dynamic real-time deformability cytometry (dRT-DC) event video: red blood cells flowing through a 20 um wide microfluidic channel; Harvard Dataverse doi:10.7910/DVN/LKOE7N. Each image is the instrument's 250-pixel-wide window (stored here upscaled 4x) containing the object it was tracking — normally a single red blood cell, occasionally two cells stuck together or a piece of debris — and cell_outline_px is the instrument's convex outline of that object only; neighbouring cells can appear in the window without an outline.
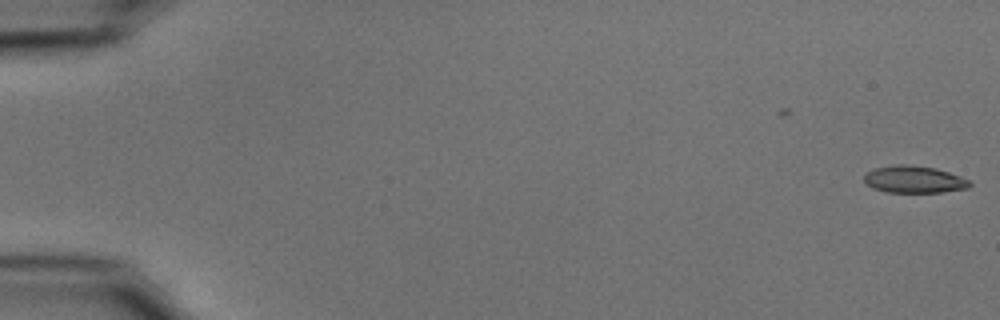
{"species": "common noctule bat (a hibernating species)", "species_latin": "Nyctalus noctula", "temperature_condition": "cold", "stored_images_in_passage": 45, "camera_frame_rate_fps": 3000, "um_per_image_px": 0.085, "animal": {"sex": "male", "body_mass_g": 15.6}, "frame": {"image": 1, "passage_image": 1, "time_ms": 0.0, "image_size_px": [1000, 320], "cell_outline_px": [[972, 184], [968, 188], [940, 192], [888, 192], [872, 188], [864, 180], [864, 176], [868, 172], [876, 168], [896, 164], [908, 164], [936, 168], [960, 176], [968, 180]], "centroid_in_image_um": [77.7, 15.24], "position_along_channel_um": 7.3, "area_um2": 16.53}}
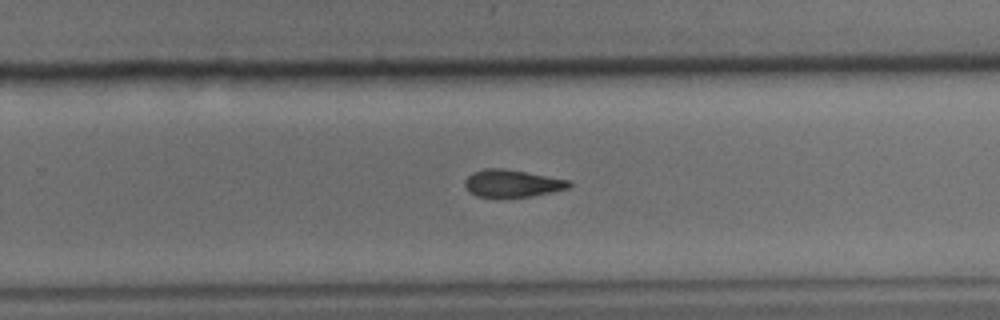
{"frame": {"image": 2, "passage_image": 36, "time_ms": 11.667, "image_size_px": [1000, 320], "cell_outline_px": [[572, 184], [568, 188], [552, 192], [532, 196], [476, 196], [468, 192], [464, 184], [464, 180], [472, 172], [484, 168], [504, 168], [572, 180]], "centroid_in_image_um": [43.54, 15.57], "position_along_channel_um": 286.3, "area_um2": 16.65}}
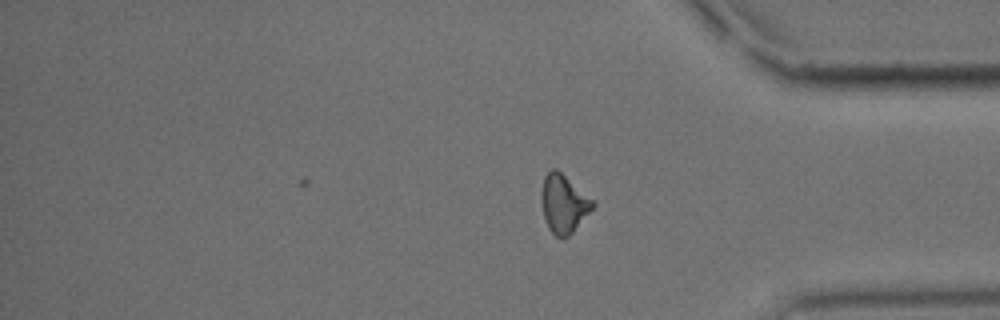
{"frame": {"image": 3, "passage_image": 45, "time_ms": 14.667, "image_size_px": [1000, 320], "cell_outline_px": [[596, 204], [572, 232], [568, 236], [556, 236], [548, 228], [544, 216], [540, 192], [544, 176], [552, 168], [556, 168], [592, 200]], "centroid_in_image_um": [47.87, 17.29], "position_along_channel_um": 387.3, "area_um2": 16.94}, "authors_computed_cell_mechanics": {"area_um2": 17.2244, "velocity_mm_per_s": 3.74, "shape_relaxation_time_tau1_ms": 9.8807, "shape_relaxation_time_tau2_ms": 5.5756, "deformation_change_tau1": 0.2099, "deformation_change_tau2": 0.1356}}